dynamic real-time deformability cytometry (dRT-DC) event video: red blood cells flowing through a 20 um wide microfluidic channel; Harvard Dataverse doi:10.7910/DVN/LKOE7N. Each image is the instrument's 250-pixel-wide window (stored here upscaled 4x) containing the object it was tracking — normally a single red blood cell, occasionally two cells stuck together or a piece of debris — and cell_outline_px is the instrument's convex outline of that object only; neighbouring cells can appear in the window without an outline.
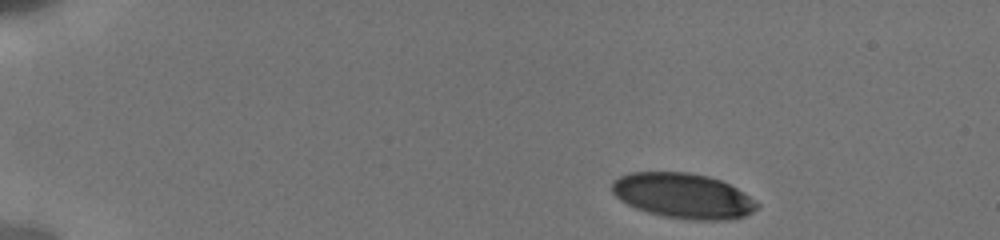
{"species": "human", "species_latin": "Homo sapiens", "temperature_condition": "cold", "stored_images_in_passage": 16, "camera_frame_rate_fps": 3000, "um_per_image_px": 0.085, "donor": {"sex": "male"}, "frame": {"image": 1, "passage_image": 1, "time_ms": 0.0, "image_size_px": [1000, 240], "cell_outline_px": [[760, 204], [752, 212], [744, 216], [724, 220], [688, 220], [664, 216], [648, 212], [636, 208], [620, 200], [612, 192], [612, 180], [628, 172], [688, 172], [708, 176], [720, 180], [744, 192]], "centroid_in_image_um": [58.05, 16.64], "position_along_channel_um": 27.0, "area_um2": 38.15}}
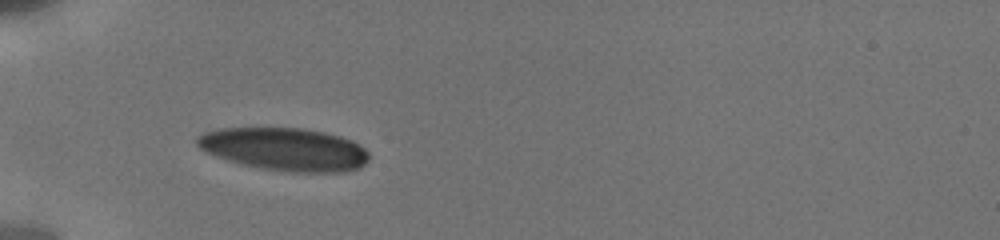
{"frame": {"image": 2, "passage_image": 10, "time_ms": 3.333, "image_size_px": [1000, 240], "cell_outline_px": [[368, 160], [360, 168], [344, 172], [288, 172], [264, 168], [244, 164], [228, 160], [216, 156], [200, 148], [196, 144], [196, 136], [204, 132], [220, 128], [300, 128], [324, 132], [340, 136], [352, 140], [360, 144], [368, 152]], "centroid_in_image_um": [24.21, 12.68], "position_along_channel_um": 60.8, "area_um2": 42.89}}
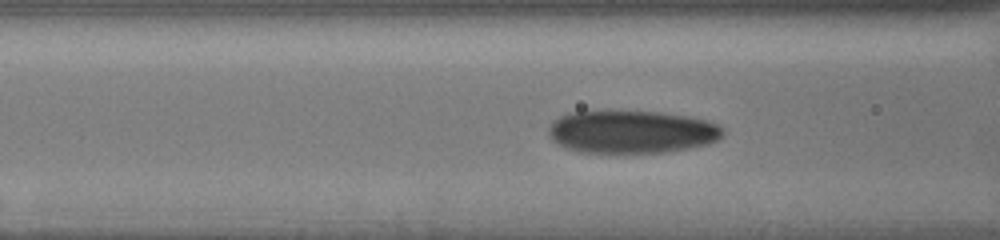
{"frame": {"image": 3, "passage_image": 14, "time_ms": 5.0, "image_size_px": [1000, 240], "cell_outline_px": [[724, 136], [708, 144], [688, 148], [664, 152], [616, 156], [580, 152], [564, 148], [552, 140], [548, 132], [548, 128], [560, 116], [568, 112], [660, 112], [688, 116], [708, 120], [720, 124], [724, 128]], "centroid_in_image_um": [53.71, 11.26], "position_along_channel_um": 112.9, "area_um2": 44.56}}